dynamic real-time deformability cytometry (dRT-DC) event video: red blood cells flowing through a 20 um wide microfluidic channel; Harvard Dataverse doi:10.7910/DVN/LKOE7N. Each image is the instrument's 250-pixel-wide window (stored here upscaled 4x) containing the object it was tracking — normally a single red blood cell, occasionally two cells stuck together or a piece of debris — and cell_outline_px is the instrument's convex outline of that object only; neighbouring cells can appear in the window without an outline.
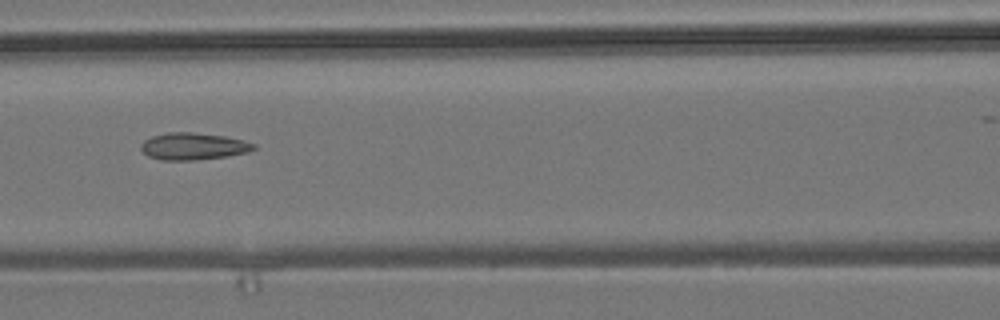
{"species": "common noctule bat (a hibernating species)", "species_latin": "Nyctalus noctula", "temperature_condition": "room temperature", "stored_images_in_passage": 5, "camera_frame_rate_fps": 3000, "um_per_image_px": 0.085, "animal": {"sex": "male", "body_mass_g": 19.2, "forearm_length_mm": 51.8}, "frame": {"image": 1, "passage_image": 5, "time_ms": 4.667, "image_size_px": [1000, 320], "cell_outline_px": [[256, 148], [248, 152], [228, 156], [196, 160], [160, 160], [148, 156], [140, 148], [140, 144], [144, 140], [152, 136], [168, 132], [192, 132], [224, 136], [244, 140], [256, 144]], "centroid_in_image_um": [16.43, 12.43], "position_along_channel_um": 150.2, "area_um2": 17.86}}